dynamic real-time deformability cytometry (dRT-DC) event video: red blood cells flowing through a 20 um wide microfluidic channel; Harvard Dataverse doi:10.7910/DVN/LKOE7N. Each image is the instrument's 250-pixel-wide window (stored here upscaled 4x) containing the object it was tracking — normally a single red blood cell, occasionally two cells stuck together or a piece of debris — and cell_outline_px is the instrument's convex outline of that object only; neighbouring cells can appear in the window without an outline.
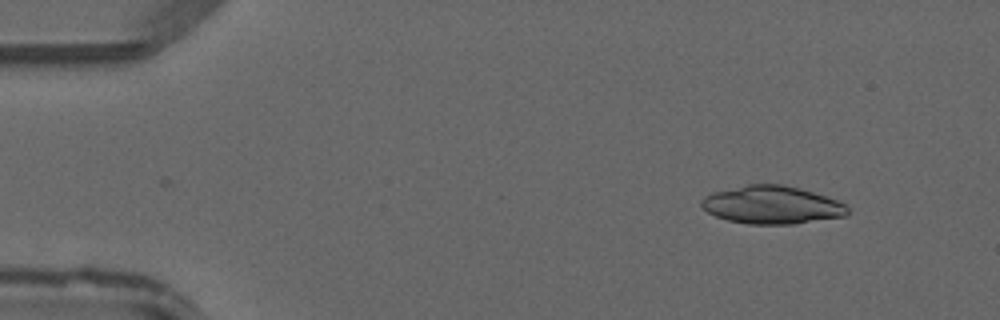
{"species": "common noctule bat (a hibernating species)", "species_latin": "Nyctalus noctula", "temperature_condition": "warm", "stored_images_in_passage": 43, "camera_frame_rate_fps": 3000, "um_per_image_px": 0.085, "animal": {"sex": "male", "forearm_length_mm": 52.5}, "frame": {"image": 1, "passage_image": 2, "time_ms": 0.333, "image_size_px": [1000, 320], "cell_outline_px": [[848, 212], [844, 216], [792, 224], [748, 224], [728, 220], [716, 216], [708, 212], [700, 204], [700, 200], [704, 196], [712, 192], [748, 184], [780, 184], [800, 188], [836, 200], [844, 204], [848, 208]], "centroid_in_image_um": [65.57, 17.41], "position_along_channel_um": 19.4, "area_um2": 32.08}}